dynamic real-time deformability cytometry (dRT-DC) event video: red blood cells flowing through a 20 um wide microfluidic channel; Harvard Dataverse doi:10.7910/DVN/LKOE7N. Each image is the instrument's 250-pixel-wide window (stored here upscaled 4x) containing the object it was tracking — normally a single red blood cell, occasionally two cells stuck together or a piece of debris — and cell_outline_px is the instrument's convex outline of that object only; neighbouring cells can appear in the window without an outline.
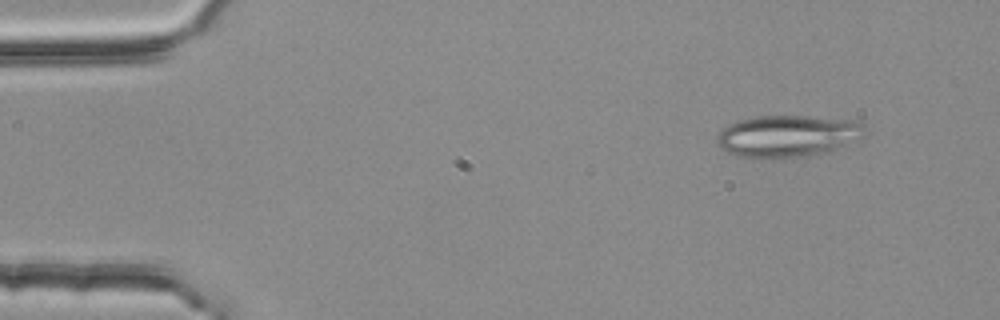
{"species": "common noctule bat (a hibernating species)", "species_latin": "Nyctalus noctula", "temperature_condition": "room temperature", "stored_images_in_passage": 3, "camera_frame_rate_fps": 3000, "um_per_image_px": 0.085, "animal": {"sex": "female", "body_mass_g": 25.1}, "frame": {"image": 1, "passage_image": 1, "time_ms": 0.0, "image_size_px": [1000, 320], "cell_outline_px": [[864, 136], [860, 140], [828, 152], [816, 156], [736, 156], [720, 148], [716, 140], [716, 136], [724, 128], [736, 120], [756, 116], [804, 116], [856, 120], [864, 124]], "centroid_in_image_um": [67.01, 11.54], "position_along_channel_um": 18.0, "area_um2": 35.95}}